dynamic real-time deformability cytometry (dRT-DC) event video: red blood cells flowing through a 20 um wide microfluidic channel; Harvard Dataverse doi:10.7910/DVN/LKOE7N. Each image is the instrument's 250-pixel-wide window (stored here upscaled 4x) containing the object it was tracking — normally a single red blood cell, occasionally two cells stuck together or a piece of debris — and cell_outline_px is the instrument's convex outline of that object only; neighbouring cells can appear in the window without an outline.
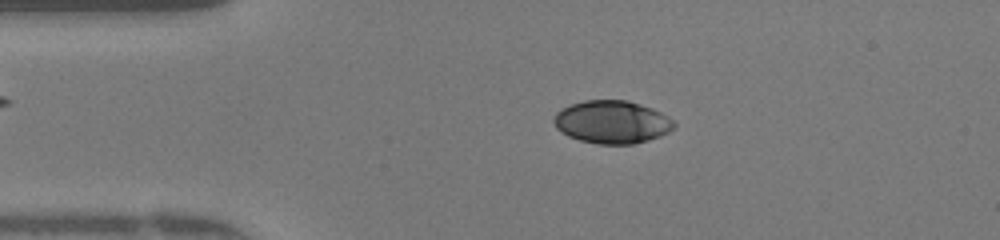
{"species": "human", "species_latin": "Homo sapiens", "temperature_condition": "warm", "stored_images_in_passage": 47, "camera_frame_rate_fps": 3000, "um_per_image_px": 0.085, "donor": {"sex": "female"}, "frame": {"image": 1, "passage_image": 9, "time_ms": 2.667, "image_size_px": [1000, 240], "cell_outline_px": [[676, 128], [660, 136], [648, 140], [632, 144], [596, 144], [580, 140], [568, 136], [560, 132], [556, 128], [552, 120], [556, 112], [572, 104], [584, 100], [628, 100], [652, 108], [668, 116], [676, 124]], "centroid_in_image_um": [52.02, 10.37], "position_along_channel_um": 33.0, "area_um2": 30.17}}
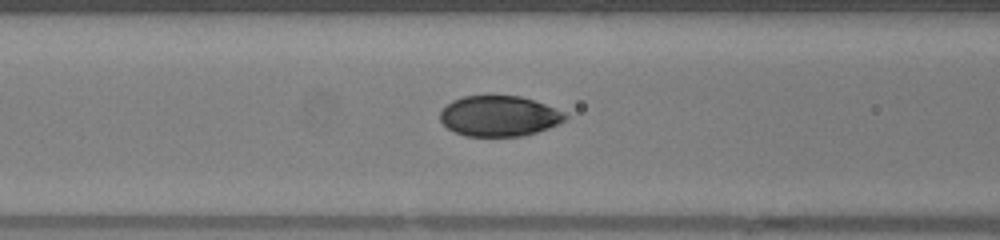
{"frame": {"image": 2, "passage_image": 18, "time_ms": 5.667, "image_size_px": [1000, 240], "cell_outline_px": [[568, 116], [560, 124], [524, 136], [464, 136], [448, 128], [440, 120], [440, 112], [452, 100], [464, 96], [520, 96], [544, 104], [564, 112]], "centroid_in_image_um": [42.43, 9.87], "position_along_channel_um": 124.2, "area_um2": 29.36}}
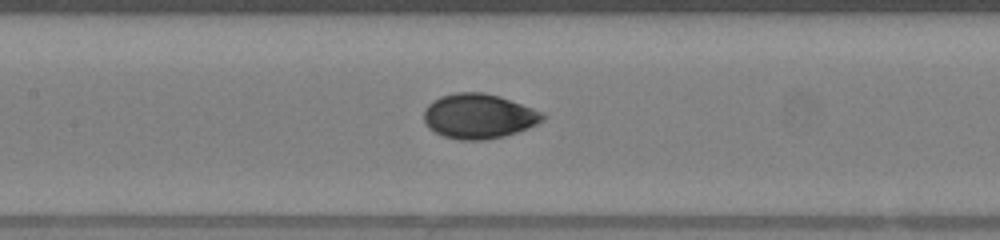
{"frame": {"image": 3, "passage_image": 21, "time_ms": 6.667, "image_size_px": [1000, 240], "cell_outline_px": [[544, 120], [528, 128], [504, 136], [484, 140], [460, 140], [444, 136], [428, 128], [424, 120], [424, 108], [432, 100], [440, 96], [456, 92], [484, 92], [500, 96], [532, 108], [540, 112], [544, 116]], "centroid_in_image_um": [40.65, 9.87], "position_along_channel_um": 166.7, "area_um2": 30.98}, "authors_computed_cell_mechanics": {"area_um2": 30.634, "velocity_mm_per_s": 4.2395, "shape_relaxation_time_tau1_ms": 4.9121, "shape_relaxation_time_tau2_ms": null, "deformation_change_tau1": 0.1684, "deformation_change_tau2": null}}